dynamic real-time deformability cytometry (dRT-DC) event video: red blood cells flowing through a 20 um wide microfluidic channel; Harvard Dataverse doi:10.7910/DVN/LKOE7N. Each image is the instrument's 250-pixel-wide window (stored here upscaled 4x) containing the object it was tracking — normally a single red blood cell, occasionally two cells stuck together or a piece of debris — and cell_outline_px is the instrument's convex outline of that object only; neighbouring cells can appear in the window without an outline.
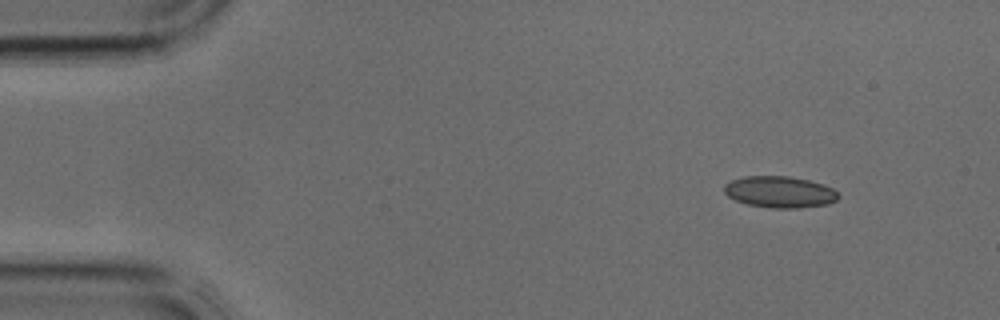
{"species": "common noctule bat (a hibernating species)", "species_latin": "Nyctalus noctula", "temperature_condition": "cold", "stored_images_in_passage": 3, "camera_frame_rate_fps": 3000, "um_per_image_px": 0.085, "animal": {"sex": "male", "body_mass_g": 17.9, "forearm_length_mm": 54.2}, "frame": {"image": 1, "passage_image": 1, "time_ms": 0.0, "image_size_px": [1000, 320], "cell_outline_px": [[840, 196], [836, 200], [828, 204], [796, 208], [772, 208], [748, 204], [736, 200], [728, 196], [724, 192], [724, 184], [732, 180], [744, 176], [788, 176], [808, 180], [824, 184], [832, 188]], "centroid_in_image_um": [66.27, 16.31], "position_along_channel_um": 18.7, "area_um2": 20.87}}
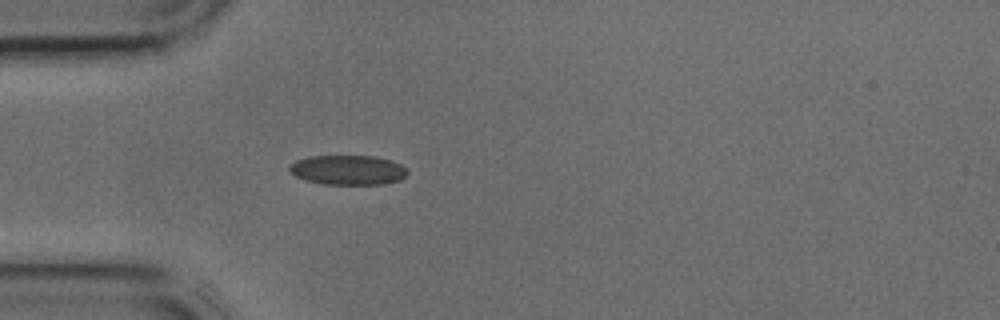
{"frame": {"image": 2, "passage_image": 3, "time_ms": 0.667, "image_size_px": [1000, 320], "cell_outline_px": [[408, 172], [400, 180], [384, 184], [324, 184], [304, 180], [296, 176], [288, 168], [296, 160], [308, 156], [376, 156], [392, 160], [408, 168]], "centroid_in_image_um": [29.6, 14.44], "position_along_channel_um": 55.4, "area_um2": 20.46}}